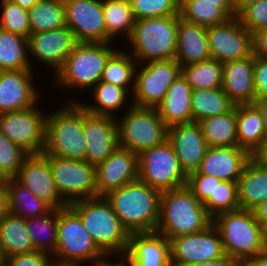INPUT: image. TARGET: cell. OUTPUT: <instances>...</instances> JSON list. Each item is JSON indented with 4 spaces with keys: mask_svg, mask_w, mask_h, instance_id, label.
<instances>
[{
    "mask_svg": "<svg viewBox=\"0 0 267 266\" xmlns=\"http://www.w3.org/2000/svg\"><path fill=\"white\" fill-rule=\"evenodd\" d=\"M37 104L26 109L0 114V132L29 154L43 153L46 113Z\"/></svg>",
    "mask_w": 267,
    "mask_h": 266,
    "instance_id": "13",
    "label": "cell"
},
{
    "mask_svg": "<svg viewBox=\"0 0 267 266\" xmlns=\"http://www.w3.org/2000/svg\"><path fill=\"white\" fill-rule=\"evenodd\" d=\"M77 43L74 34L65 25L54 30L31 34L28 37V55L36 57L38 63L45 64L44 66L52 69L55 75Z\"/></svg>",
    "mask_w": 267,
    "mask_h": 266,
    "instance_id": "17",
    "label": "cell"
},
{
    "mask_svg": "<svg viewBox=\"0 0 267 266\" xmlns=\"http://www.w3.org/2000/svg\"><path fill=\"white\" fill-rule=\"evenodd\" d=\"M53 266H82V264H62V263H53Z\"/></svg>",
    "mask_w": 267,
    "mask_h": 266,
    "instance_id": "62",
    "label": "cell"
},
{
    "mask_svg": "<svg viewBox=\"0 0 267 266\" xmlns=\"http://www.w3.org/2000/svg\"><path fill=\"white\" fill-rule=\"evenodd\" d=\"M86 161L94 166L105 161L119 146L116 118L95 115L83 108Z\"/></svg>",
    "mask_w": 267,
    "mask_h": 266,
    "instance_id": "19",
    "label": "cell"
},
{
    "mask_svg": "<svg viewBox=\"0 0 267 266\" xmlns=\"http://www.w3.org/2000/svg\"><path fill=\"white\" fill-rule=\"evenodd\" d=\"M45 156L50 162L56 189L68 205L97 197L96 166L87 161Z\"/></svg>",
    "mask_w": 267,
    "mask_h": 266,
    "instance_id": "12",
    "label": "cell"
},
{
    "mask_svg": "<svg viewBox=\"0 0 267 266\" xmlns=\"http://www.w3.org/2000/svg\"><path fill=\"white\" fill-rule=\"evenodd\" d=\"M203 205L212 219L220 213L240 209L238 182L222 181L216 185L213 196H209Z\"/></svg>",
    "mask_w": 267,
    "mask_h": 266,
    "instance_id": "42",
    "label": "cell"
},
{
    "mask_svg": "<svg viewBox=\"0 0 267 266\" xmlns=\"http://www.w3.org/2000/svg\"><path fill=\"white\" fill-rule=\"evenodd\" d=\"M29 57L28 38L0 28V69L33 70Z\"/></svg>",
    "mask_w": 267,
    "mask_h": 266,
    "instance_id": "36",
    "label": "cell"
},
{
    "mask_svg": "<svg viewBox=\"0 0 267 266\" xmlns=\"http://www.w3.org/2000/svg\"><path fill=\"white\" fill-rule=\"evenodd\" d=\"M198 124L201 126L208 147L238 146L237 105H234L227 113L203 119Z\"/></svg>",
    "mask_w": 267,
    "mask_h": 266,
    "instance_id": "32",
    "label": "cell"
},
{
    "mask_svg": "<svg viewBox=\"0 0 267 266\" xmlns=\"http://www.w3.org/2000/svg\"><path fill=\"white\" fill-rule=\"evenodd\" d=\"M187 176L167 139L139 154L138 179L160 192L185 186Z\"/></svg>",
    "mask_w": 267,
    "mask_h": 266,
    "instance_id": "10",
    "label": "cell"
},
{
    "mask_svg": "<svg viewBox=\"0 0 267 266\" xmlns=\"http://www.w3.org/2000/svg\"><path fill=\"white\" fill-rule=\"evenodd\" d=\"M253 104L258 108L263 117L267 137V98H255Z\"/></svg>",
    "mask_w": 267,
    "mask_h": 266,
    "instance_id": "54",
    "label": "cell"
},
{
    "mask_svg": "<svg viewBox=\"0 0 267 266\" xmlns=\"http://www.w3.org/2000/svg\"><path fill=\"white\" fill-rule=\"evenodd\" d=\"M33 72L9 70L0 73V114L33 107L38 103L40 92L35 86Z\"/></svg>",
    "mask_w": 267,
    "mask_h": 266,
    "instance_id": "21",
    "label": "cell"
},
{
    "mask_svg": "<svg viewBox=\"0 0 267 266\" xmlns=\"http://www.w3.org/2000/svg\"><path fill=\"white\" fill-rule=\"evenodd\" d=\"M14 179L53 208L68 206L56 189L50 162L43 153L29 154Z\"/></svg>",
    "mask_w": 267,
    "mask_h": 266,
    "instance_id": "18",
    "label": "cell"
},
{
    "mask_svg": "<svg viewBox=\"0 0 267 266\" xmlns=\"http://www.w3.org/2000/svg\"><path fill=\"white\" fill-rule=\"evenodd\" d=\"M52 258L54 263L84 265L92 261L94 266L107 258L69 205L58 209L57 246Z\"/></svg>",
    "mask_w": 267,
    "mask_h": 266,
    "instance_id": "8",
    "label": "cell"
},
{
    "mask_svg": "<svg viewBox=\"0 0 267 266\" xmlns=\"http://www.w3.org/2000/svg\"><path fill=\"white\" fill-rule=\"evenodd\" d=\"M240 209L253 211L267 201V165L252 156L238 181Z\"/></svg>",
    "mask_w": 267,
    "mask_h": 266,
    "instance_id": "28",
    "label": "cell"
},
{
    "mask_svg": "<svg viewBox=\"0 0 267 266\" xmlns=\"http://www.w3.org/2000/svg\"><path fill=\"white\" fill-rule=\"evenodd\" d=\"M253 55L267 58V28L252 34Z\"/></svg>",
    "mask_w": 267,
    "mask_h": 266,
    "instance_id": "50",
    "label": "cell"
},
{
    "mask_svg": "<svg viewBox=\"0 0 267 266\" xmlns=\"http://www.w3.org/2000/svg\"><path fill=\"white\" fill-rule=\"evenodd\" d=\"M66 26L78 42L105 43L102 0H64Z\"/></svg>",
    "mask_w": 267,
    "mask_h": 266,
    "instance_id": "16",
    "label": "cell"
},
{
    "mask_svg": "<svg viewBox=\"0 0 267 266\" xmlns=\"http://www.w3.org/2000/svg\"><path fill=\"white\" fill-rule=\"evenodd\" d=\"M31 34L66 25L64 0H42L28 10Z\"/></svg>",
    "mask_w": 267,
    "mask_h": 266,
    "instance_id": "40",
    "label": "cell"
},
{
    "mask_svg": "<svg viewBox=\"0 0 267 266\" xmlns=\"http://www.w3.org/2000/svg\"><path fill=\"white\" fill-rule=\"evenodd\" d=\"M191 104L193 122L195 123L227 113L234 107L222 87L217 89H193Z\"/></svg>",
    "mask_w": 267,
    "mask_h": 266,
    "instance_id": "37",
    "label": "cell"
},
{
    "mask_svg": "<svg viewBox=\"0 0 267 266\" xmlns=\"http://www.w3.org/2000/svg\"><path fill=\"white\" fill-rule=\"evenodd\" d=\"M92 90V96L94 97L93 102L95 103H83V101H80L79 99H72V102H78L91 114L110 116L113 118L116 116V111H120V108L126 106L127 99L130 95L125 88L105 81H99L92 87Z\"/></svg>",
    "mask_w": 267,
    "mask_h": 266,
    "instance_id": "31",
    "label": "cell"
},
{
    "mask_svg": "<svg viewBox=\"0 0 267 266\" xmlns=\"http://www.w3.org/2000/svg\"><path fill=\"white\" fill-rule=\"evenodd\" d=\"M67 102L56 111L48 112L46 116L43 154L86 161L83 107L78 102H72L71 99Z\"/></svg>",
    "mask_w": 267,
    "mask_h": 266,
    "instance_id": "5",
    "label": "cell"
},
{
    "mask_svg": "<svg viewBox=\"0 0 267 266\" xmlns=\"http://www.w3.org/2000/svg\"><path fill=\"white\" fill-rule=\"evenodd\" d=\"M0 8V28L26 38L31 35L28 10L11 0H0Z\"/></svg>",
    "mask_w": 267,
    "mask_h": 266,
    "instance_id": "43",
    "label": "cell"
},
{
    "mask_svg": "<svg viewBox=\"0 0 267 266\" xmlns=\"http://www.w3.org/2000/svg\"><path fill=\"white\" fill-rule=\"evenodd\" d=\"M139 155L122 147L96 166L97 197L138 180Z\"/></svg>",
    "mask_w": 267,
    "mask_h": 266,
    "instance_id": "20",
    "label": "cell"
},
{
    "mask_svg": "<svg viewBox=\"0 0 267 266\" xmlns=\"http://www.w3.org/2000/svg\"><path fill=\"white\" fill-rule=\"evenodd\" d=\"M113 42H78L52 80L64 90H90L100 80L109 57L117 50Z\"/></svg>",
    "mask_w": 267,
    "mask_h": 266,
    "instance_id": "6",
    "label": "cell"
},
{
    "mask_svg": "<svg viewBox=\"0 0 267 266\" xmlns=\"http://www.w3.org/2000/svg\"><path fill=\"white\" fill-rule=\"evenodd\" d=\"M124 257L133 266H172L170 242L157 232L130 233Z\"/></svg>",
    "mask_w": 267,
    "mask_h": 266,
    "instance_id": "24",
    "label": "cell"
},
{
    "mask_svg": "<svg viewBox=\"0 0 267 266\" xmlns=\"http://www.w3.org/2000/svg\"><path fill=\"white\" fill-rule=\"evenodd\" d=\"M135 20L179 14L180 0H129Z\"/></svg>",
    "mask_w": 267,
    "mask_h": 266,
    "instance_id": "44",
    "label": "cell"
},
{
    "mask_svg": "<svg viewBox=\"0 0 267 266\" xmlns=\"http://www.w3.org/2000/svg\"><path fill=\"white\" fill-rule=\"evenodd\" d=\"M207 36L211 58L223 64L253 54L252 33L237 16L207 27Z\"/></svg>",
    "mask_w": 267,
    "mask_h": 266,
    "instance_id": "15",
    "label": "cell"
},
{
    "mask_svg": "<svg viewBox=\"0 0 267 266\" xmlns=\"http://www.w3.org/2000/svg\"><path fill=\"white\" fill-rule=\"evenodd\" d=\"M106 27V42L115 41L118 35L129 39L135 25V17L129 0H102ZM116 36V37H115Z\"/></svg>",
    "mask_w": 267,
    "mask_h": 266,
    "instance_id": "35",
    "label": "cell"
},
{
    "mask_svg": "<svg viewBox=\"0 0 267 266\" xmlns=\"http://www.w3.org/2000/svg\"><path fill=\"white\" fill-rule=\"evenodd\" d=\"M180 18L204 27L225 23L235 17L232 2H198V0H180Z\"/></svg>",
    "mask_w": 267,
    "mask_h": 266,
    "instance_id": "30",
    "label": "cell"
},
{
    "mask_svg": "<svg viewBox=\"0 0 267 266\" xmlns=\"http://www.w3.org/2000/svg\"><path fill=\"white\" fill-rule=\"evenodd\" d=\"M221 182L222 180L206 174L189 173L186 186L203 203L209 196H213L216 185H219Z\"/></svg>",
    "mask_w": 267,
    "mask_h": 266,
    "instance_id": "47",
    "label": "cell"
},
{
    "mask_svg": "<svg viewBox=\"0 0 267 266\" xmlns=\"http://www.w3.org/2000/svg\"><path fill=\"white\" fill-rule=\"evenodd\" d=\"M9 177L0 169V190H5Z\"/></svg>",
    "mask_w": 267,
    "mask_h": 266,
    "instance_id": "60",
    "label": "cell"
},
{
    "mask_svg": "<svg viewBox=\"0 0 267 266\" xmlns=\"http://www.w3.org/2000/svg\"><path fill=\"white\" fill-rule=\"evenodd\" d=\"M19 5L21 8L29 10L31 9L36 3L42 0H11Z\"/></svg>",
    "mask_w": 267,
    "mask_h": 266,
    "instance_id": "58",
    "label": "cell"
},
{
    "mask_svg": "<svg viewBox=\"0 0 267 266\" xmlns=\"http://www.w3.org/2000/svg\"><path fill=\"white\" fill-rule=\"evenodd\" d=\"M180 15L136 20L128 39L138 64L175 59Z\"/></svg>",
    "mask_w": 267,
    "mask_h": 266,
    "instance_id": "7",
    "label": "cell"
},
{
    "mask_svg": "<svg viewBox=\"0 0 267 266\" xmlns=\"http://www.w3.org/2000/svg\"><path fill=\"white\" fill-rule=\"evenodd\" d=\"M253 212L261 227L267 232V201L260 204Z\"/></svg>",
    "mask_w": 267,
    "mask_h": 266,
    "instance_id": "52",
    "label": "cell"
},
{
    "mask_svg": "<svg viewBox=\"0 0 267 266\" xmlns=\"http://www.w3.org/2000/svg\"><path fill=\"white\" fill-rule=\"evenodd\" d=\"M252 156L243 148L208 147L199 168L191 173L206 174L222 181L238 182L244 166Z\"/></svg>",
    "mask_w": 267,
    "mask_h": 266,
    "instance_id": "23",
    "label": "cell"
},
{
    "mask_svg": "<svg viewBox=\"0 0 267 266\" xmlns=\"http://www.w3.org/2000/svg\"><path fill=\"white\" fill-rule=\"evenodd\" d=\"M9 196L11 214L27 218H36L49 213L53 207L45 200L35 196L28 188L14 178H9L6 189Z\"/></svg>",
    "mask_w": 267,
    "mask_h": 266,
    "instance_id": "33",
    "label": "cell"
},
{
    "mask_svg": "<svg viewBox=\"0 0 267 266\" xmlns=\"http://www.w3.org/2000/svg\"><path fill=\"white\" fill-rule=\"evenodd\" d=\"M212 223L205 206L185 185L160 193L156 232L168 240L205 230Z\"/></svg>",
    "mask_w": 267,
    "mask_h": 266,
    "instance_id": "3",
    "label": "cell"
},
{
    "mask_svg": "<svg viewBox=\"0 0 267 266\" xmlns=\"http://www.w3.org/2000/svg\"><path fill=\"white\" fill-rule=\"evenodd\" d=\"M212 224L220 233L225 254L240 264H246L267 248V232L253 211L223 212L212 219Z\"/></svg>",
    "mask_w": 267,
    "mask_h": 266,
    "instance_id": "4",
    "label": "cell"
},
{
    "mask_svg": "<svg viewBox=\"0 0 267 266\" xmlns=\"http://www.w3.org/2000/svg\"><path fill=\"white\" fill-rule=\"evenodd\" d=\"M119 262H111L110 258L107 259H103L102 261H100L96 266H133L124 256L119 257Z\"/></svg>",
    "mask_w": 267,
    "mask_h": 266,
    "instance_id": "56",
    "label": "cell"
},
{
    "mask_svg": "<svg viewBox=\"0 0 267 266\" xmlns=\"http://www.w3.org/2000/svg\"><path fill=\"white\" fill-rule=\"evenodd\" d=\"M69 206L80 216L97 248L106 256H125L130 233L105 197L75 201Z\"/></svg>",
    "mask_w": 267,
    "mask_h": 266,
    "instance_id": "2",
    "label": "cell"
},
{
    "mask_svg": "<svg viewBox=\"0 0 267 266\" xmlns=\"http://www.w3.org/2000/svg\"><path fill=\"white\" fill-rule=\"evenodd\" d=\"M160 193L138 179L104 197L129 233H143L156 232Z\"/></svg>",
    "mask_w": 267,
    "mask_h": 266,
    "instance_id": "1",
    "label": "cell"
},
{
    "mask_svg": "<svg viewBox=\"0 0 267 266\" xmlns=\"http://www.w3.org/2000/svg\"><path fill=\"white\" fill-rule=\"evenodd\" d=\"M237 141L238 147L256 156L267 140L263 117L254 104L237 105Z\"/></svg>",
    "mask_w": 267,
    "mask_h": 266,
    "instance_id": "29",
    "label": "cell"
},
{
    "mask_svg": "<svg viewBox=\"0 0 267 266\" xmlns=\"http://www.w3.org/2000/svg\"><path fill=\"white\" fill-rule=\"evenodd\" d=\"M198 2H232V0H198Z\"/></svg>",
    "mask_w": 267,
    "mask_h": 266,
    "instance_id": "61",
    "label": "cell"
},
{
    "mask_svg": "<svg viewBox=\"0 0 267 266\" xmlns=\"http://www.w3.org/2000/svg\"><path fill=\"white\" fill-rule=\"evenodd\" d=\"M265 165H267V140L263 149L256 155Z\"/></svg>",
    "mask_w": 267,
    "mask_h": 266,
    "instance_id": "59",
    "label": "cell"
},
{
    "mask_svg": "<svg viewBox=\"0 0 267 266\" xmlns=\"http://www.w3.org/2000/svg\"><path fill=\"white\" fill-rule=\"evenodd\" d=\"M0 249L4 258L35 251L24 218L10 213L0 222Z\"/></svg>",
    "mask_w": 267,
    "mask_h": 266,
    "instance_id": "34",
    "label": "cell"
},
{
    "mask_svg": "<svg viewBox=\"0 0 267 266\" xmlns=\"http://www.w3.org/2000/svg\"><path fill=\"white\" fill-rule=\"evenodd\" d=\"M192 91V87L182 74L169 87L162 102L156 107L167 127L193 123Z\"/></svg>",
    "mask_w": 267,
    "mask_h": 266,
    "instance_id": "26",
    "label": "cell"
},
{
    "mask_svg": "<svg viewBox=\"0 0 267 266\" xmlns=\"http://www.w3.org/2000/svg\"><path fill=\"white\" fill-rule=\"evenodd\" d=\"M210 58L207 27L187 22L179 17L175 60L182 67Z\"/></svg>",
    "mask_w": 267,
    "mask_h": 266,
    "instance_id": "27",
    "label": "cell"
},
{
    "mask_svg": "<svg viewBox=\"0 0 267 266\" xmlns=\"http://www.w3.org/2000/svg\"><path fill=\"white\" fill-rule=\"evenodd\" d=\"M29 155L21 146L13 143L0 132V169L9 177L14 178L25 158Z\"/></svg>",
    "mask_w": 267,
    "mask_h": 266,
    "instance_id": "45",
    "label": "cell"
},
{
    "mask_svg": "<svg viewBox=\"0 0 267 266\" xmlns=\"http://www.w3.org/2000/svg\"><path fill=\"white\" fill-rule=\"evenodd\" d=\"M137 65L130 52L117 49L109 57L100 81L123 87L132 95Z\"/></svg>",
    "mask_w": 267,
    "mask_h": 266,
    "instance_id": "39",
    "label": "cell"
},
{
    "mask_svg": "<svg viewBox=\"0 0 267 266\" xmlns=\"http://www.w3.org/2000/svg\"><path fill=\"white\" fill-rule=\"evenodd\" d=\"M180 74L181 65L175 59L138 64L134 89L128 103L132 102L134 106L139 107L156 108Z\"/></svg>",
    "mask_w": 267,
    "mask_h": 266,
    "instance_id": "11",
    "label": "cell"
},
{
    "mask_svg": "<svg viewBox=\"0 0 267 266\" xmlns=\"http://www.w3.org/2000/svg\"><path fill=\"white\" fill-rule=\"evenodd\" d=\"M247 266H267V248L251 258L247 263Z\"/></svg>",
    "mask_w": 267,
    "mask_h": 266,
    "instance_id": "55",
    "label": "cell"
},
{
    "mask_svg": "<svg viewBox=\"0 0 267 266\" xmlns=\"http://www.w3.org/2000/svg\"><path fill=\"white\" fill-rule=\"evenodd\" d=\"M181 74L192 89H217L222 87L223 63L216 59L181 67Z\"/></svg>",
    "mask_w": 267,
    "mask_h": 266,
    "instance_id": "41",
    "label": "cell"
},
{
    "mask_svg": "<svg viewBox=\"0 0 267 266\" xmlns=\"http://www.w3.org/2000/svg\"><path fill=\"white\" fill-rule=\"evenodd\" d=\"M253 54L223 64L222 89L234 105L253 104L256 98Z\"/></svg>",
    "mask_w": 267,
    "mask_h": 266,
    "instance_id": "25",
    "label": "cell"
},
{
    "mask_svg": "<svg viewBox=\"0 0 267 266\" xmlns=\"http://www.w3.org/2000/svg\"><path fill=\"white\" fill-rule=\"evenodd\" d=\"M167 140L172 144L180 165L187 175L199 168L208 145L198 123L168 127Z\"/></svg>",
    "mask_w": 267,
    "mask_h": 266,
    "instance_id": "22",
    "label": "cell"
},
{
    "mask_svg": "<svg viewBox=\"0 0 267 266\" xmlns=\"http://www.w3.org/2000/svg\"><path fill=\"white\" fill-rule=\"evenodd\" d=\"M259 0H232L235 17L248 5L258 2Z\"/></svg>",
    "mask_w": 267,
    "mask_h": 266,
    "instance_id": "57",
    "label": "cell"
},
{
    "mask_svg": "<svg viewBox=\"0 0 267 266\" xmlns=\"http://www.w3.org/2000/svg\"><path fill=\"white\" fill-rule=\"evenodd\" d=\"M124 110L121 117H115L119 147L139 155L167 139L168 127L156 108L134 106L131 102Z\"/></svg>",
    "mask_w": 267,
    "mask_h": 266,
    "instance_id": "9",
    "label": "cell"
},
{
    "mask_svg": "<svg viewBox=\"0 0 267 266\" xmlns=\"http://www.w3.org/2000/svg\"><path fill=\"white\" fill-rule=\"evenodd\" d=\"M240 22L252 34L267 28V0L248 5L238 15Z\"/></svg>",
    "mask_w": 267,
    "mask_h": 266,
    "instance_id": "46",
    "label": "cell"
},
{
    "mask_svg": "<svg viewBox=\"0 0 267 266\" xmlns=\"http://www.w3.org/2000/svg\"><path fill=\"white\" fill-rule=\"evenodd\" d=\"M169 242L172 266L212 261L225 255L220 233L212 223L205 230L174 237Z\"/></svg>",
    "mask_w": 267,
    "mask_h": 266,
    "instance_id": "14",
    "label": "cell"
},
{
    "mask_svg": "<svg viewBox=\"0 0 267 266\" xmlns=\"http://www.w3.org/2000/svg\"><path fill=\"white\" fill-rule=\"evenodd\" d=\"M256 98H267V58L253 55Z\"/></svg>",
    "mask_w": 267,
    "mask_h": 266,
    "instance_id": "49",
    "label": "cell"
},
{
    "mask_svg": "<svg viewBox=\"0 0 267 266\" xmlns=\"http://www.w3.org/2000/svg\"><path fill=\"white\" fill-rule=\"evenodd\" d=\"M0 266H4V256L2 254L1 249H0Z\"/></svg>",
    "mask_w": 267,
    "mask_h": 266,
    "instance_id": "63",
    "label": "cell"
},
{
    "mask_svg": "<svg viewBox=\"0 0 267 266\" xmlns=\"http://www.w3.org/2000/svg\"><path fill=\"white\" fill-rule=\"evenodd\" d=\"M9 196L6 190H0V222H2L9 214Z\"/></svg>",
    "mask_w": 267,
    "mask_h": 266,
    "instance_id": "53",
    "label": "cell"
},
{
    "mask_svg": "<svg viewBox=\"0 0 267 266\" xmlns=\"http://www.w3.org/2000/svg\"><path fill=\"white\" fill-rule=\"evenodd\" d=\"M53 263L50 254L37 250L4 258V266H53Z\"/></svg>",
    "mask_w": 267,
    "mask_h": 266,
    "instance_id": "48",
    "label": "cell"
},
{
    "mask_svg": "<svg viewBox=\"0 0 267 266\" xmlns=\"http://www.w3.org/2000/svg\"><path fill=\"white\" fill-rule=\"evenodd\" d=\"M33 247L51 256L56 251L58 236V209L36 218L25 219Z\"/></svg>",
    "mask_w": 267,
    "mask_h": 266,
    "instance_id": "38",
    "label": "cell"
},
{
    "mask_svg": "<svg viewBox=\"0 0 267 266\" xmlns=\"http://www.w3.org/2000/svg\"><path fill=\"white\" fill-rule=\"evenodd\" d=\"M187 266H240V263L225 254L223 257L216 260L190 264Z\"/></svg>",
    "mask_w": 267,
    "mask_h": 266,
    "instance_id": "51",
    "label": "cell"
}]
</instances>
